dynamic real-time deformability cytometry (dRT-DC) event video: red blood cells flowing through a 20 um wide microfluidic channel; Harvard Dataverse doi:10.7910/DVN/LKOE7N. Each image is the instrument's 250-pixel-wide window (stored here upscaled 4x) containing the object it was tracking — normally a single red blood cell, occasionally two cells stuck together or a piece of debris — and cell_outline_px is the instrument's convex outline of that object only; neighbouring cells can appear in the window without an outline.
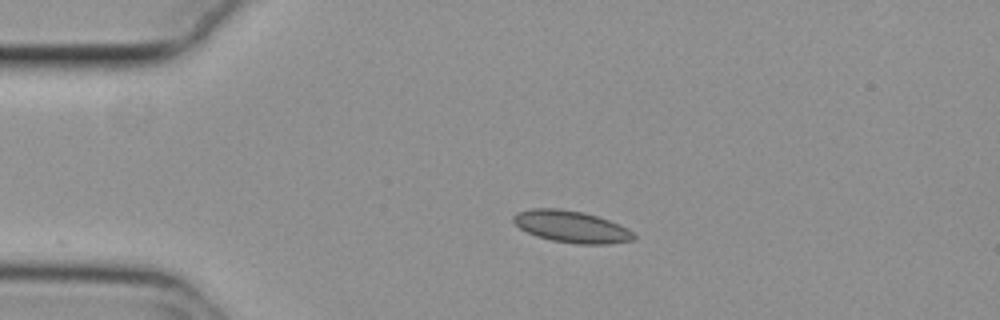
{"species": "common noctule bat (a hibernating species)", "species_latin": "Nyctalus noctula", "temperature_condition": "cold", "stored_images_in_passage": 36, "camera_frame_rate_fps": 3000, "um_per_image_px": 0.085, "animal": {"sex": "female", "body_mass_g": 29.2, "forearm_length_mm": 56.3}, "frame": {"image": 1, "passage_image": 1, "time_ms": 0.0, "image_size_px": [1000, 320], "cell_outline_px": [[636, 240], [608, 244], [576, 244], [552, 240], [536, 236], [520, 228], [512, 220], [512, 216], [516, 212], [532, 208], [560, 208], [584, 212], [608, 220], [628, 228], [636, 236]], "centroid_in_image_um": [48.57, 19.26], "position_along_channel_um": 36.4, "area_um2": 22.43}}
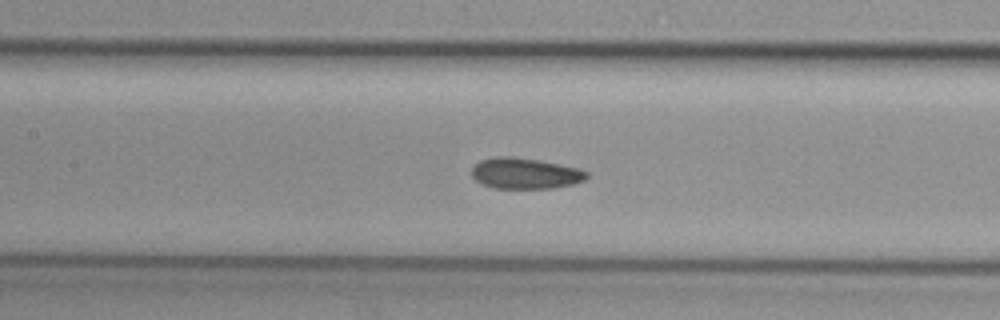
{"frame": {"image": 2, "passage_image": 14, "time_ms": 4.333, "image_size_px": [1000, 320], "cell_outline_px": [[588, 176], [584, 180], [572, 184], [552, 188], [492, 188], [476, 180], [472, 176], [472, 168], [480, 160], [496, 156], [512, 156], [540, 160], [580, 168], [588, 172]], "centroid_in_image_um": [44.65, 14.72], "position_along_channel_um": 162.8, "area_um2": 20.75}}
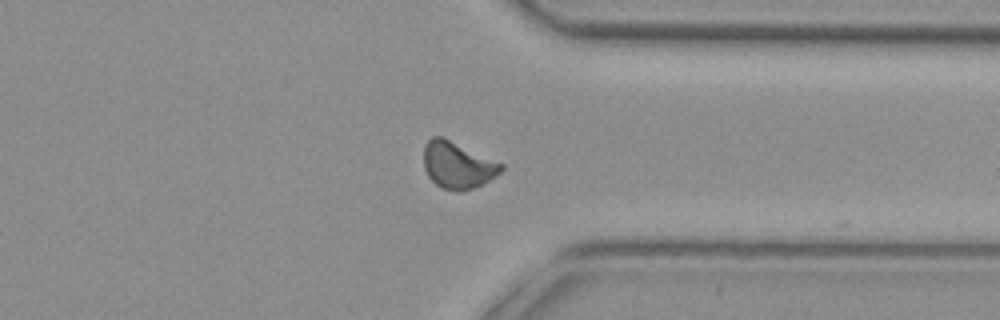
{"frame": {"image": 3, "passage_image": 31, "time_ms": 10.0, "image_size_px": [1000, 320], "cell_outline_px": [[504, 168], [496, 176], [472, 188], [460, 192], [456, 192], [440, 188], [428, 176], [424, 168], [424, 148], [428, 140], [432, 136], [444, 136], [504, 164]], "centroid_in_image_um": [38.89, 14.02], "position_along_channel_um": 372.5, "area_um2": 21.27}, "authors_computed_cell_mechanics": {"area_um2": 20.6057, "velocity_mm_per_s": 3.7516, "shape_relaxation_time_tau1_ms": null, "shape_relaxation_time_tau2_ms": 3.1903, "deformation_change_tau1": null, "deformation_change_tau2": 0.0766}}